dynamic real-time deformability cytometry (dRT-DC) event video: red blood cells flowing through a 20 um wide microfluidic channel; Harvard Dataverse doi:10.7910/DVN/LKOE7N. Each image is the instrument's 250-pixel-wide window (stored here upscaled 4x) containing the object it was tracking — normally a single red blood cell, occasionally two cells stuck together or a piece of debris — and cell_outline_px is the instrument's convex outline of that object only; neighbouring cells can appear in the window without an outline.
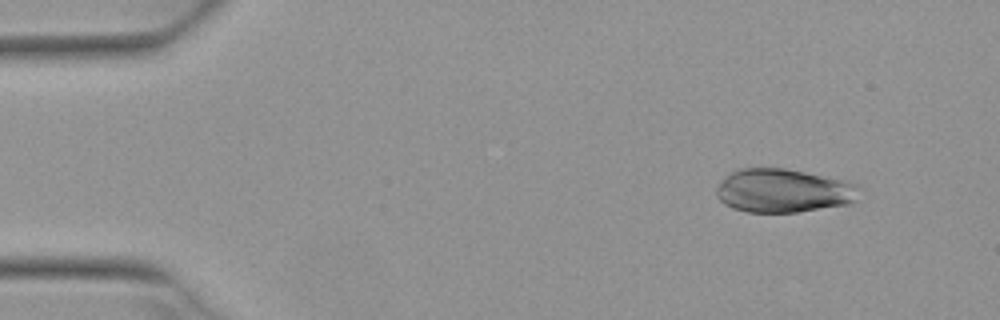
{"species": "Egyptian fruit bat (a non-hibernating species)", "species_latin": "Rousettus aegyptiacus", "temperature_condition": "warm", "stored_images_in_passage": 6, "camera_frame_rate_fps": 3000, "um_per_image_px": 0.085, "animal": {"sex": "female"}, "frame": {"image": 1, "passage_image": 2, "time_ms": 0.333, "image_size_px": [1000, 320], "cell_outline_px": [[860, 200], [852, 204], [796, 212], [748, 212], [732, 208], [724, 204], [716, 196], [716, 188], [720, 180], [728, 172], [740, 168], [784, 168], [848, 180], [860, 184]], "centroid_in_image_um": [66.64, 16.2], "position_along_channel_um": 18.4, "area_um2": 37.22}}
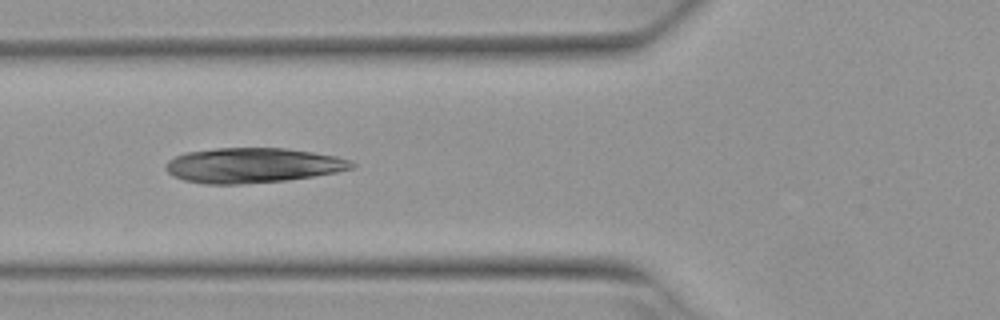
{"frame": {"image": 2, "passage_image": 6, "time_ms": 1.667, "image_size_px": [1000, 320], "cell_outline_px": [[356, 164], [352, 168], [336, 172], [288, 180], [240, 184], [204, 184], [184, 180], [172, 176], [164, 168], [164, 164], [168, 160], [184, 152], [216, 148], [284, 148], [312, 152], [336, 156], [352, 160]], "centroid_in_image_um": [21.44, 14.05], "position_along_channel_um": 104.4, "area_um2": 38.03}}